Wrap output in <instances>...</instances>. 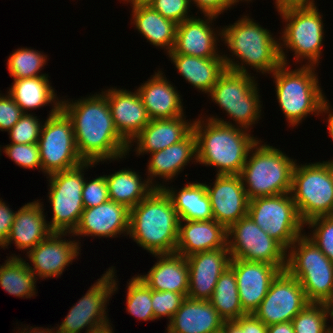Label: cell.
Returning <instances> with one entry per match:
<instances>
[{"label":"cell","instance_id":"obj_18","mask_svg":"<svg viewBox=\"0 0 333 333\" xmlns=\"http://www.w3.org/2000/svg\"><path fill=\"white\" fill-rule=\"evenodd\" d=\"M213 186L205 183L213 219L227 229L247 216L249 199L240 175H216Z\"/></svg>","mask_w":333,"mask_h":333},{"label":"cell","instance_id":"obj_44","mask_svg":"<svg viewBox=\"0 0 333 333\" xmlns=\"http://www.w3.org/2000/svg\"><path fill=\"white\" fill-rule=\"evenodd\" d=\"M185 299L186 296L184 294L171 291L152 290V308L154 318L160 319L168 317L167 319L170 321Z\"/></svg>","mask_w":333,"mask_h":333},{"label":"cell","instance_id":"obj_56","mask_svg":"<svg viewBox=\"0 0 333 333\" xmlns=\"http://www.w3.org/2000/svg\"><path fill=\"white\" fill-rule=\"evenodd\" d=\"M124 2L127 1V3H131V7L137 6V5H148L152 0H123Z\"/></svg>","mask_w":333,"mask_h":333},{"label":"cell","instance_id":"obj_48","mask_svg":"<svg viewBox=\"0 0 333 333\" xmlns=\"http://www.w3.org/2000/svg\"><path fill=\"white\" fill-rule=\"evenodd\" d=\"M23 115L20 106L14 101L13 97L0 94V130L9 131Z\"/></svg>","mask_w":333,"mask_h":333},{"label":"cell","instance_id":"obj_35","mask_svg":"<svg viewBox=\"0 0 333 333\" xmlns=\"http://www.w3.org/2000/svg\"><path fill=\"white\" fill-rule=\"evenodd\" d=\"M54 88L50 85L48 76L16 79L8 93L20 106L23 113L39 109L47 104H61Z\"/></svg>","mask_w":333,"mask_h":333},{"label":"cell","instance_id":"obj_54","mask_svg":"<svg viewBox=\"0 0 333 333\" xmlns=\"http://www.w3.org/2000/svg\"><path fill=\"white\" fill-rule=\"evenodd\" d=\"M331 111L332 110H331L330 104L328 103V100H325L324 105H323V112L325 114L329 113L328 117L326 118L327 122H328L327 127H328L329 134L331 136V139L333 140V112H331Z\"/></svg>","mask_w":333,"mask_h":333},{"label":"cell","instance_id":"obj_43","mask_svg":"<svg viewBox=\"0 0 333 333\" xmlns=\"http://www.w3.org/2000/svg\"><path fill=\"white\" fill-rule=\"evenodd\" d=\"M3 152L15 162L16 165L25 169L42 170L39 146L37 143L5 145Z\"/></svg>","mask_w":333,"mask_h":333},{"label":"cell","instance_id":"obj_23","mask_svg":"<svg viewBox=\"0 0 333 333\" xmlns=\"http://www.w3.org/2000/svg\"><path fill=\"white\" fill-rule=\"evenodd\" d=\"M102 93L107 98L118 133L130 143L150 121L139 92L112 87Z\"/></svg>","mask_w":333,"mask_h":333},{"label":"cell","instance_id":"obj_19","mask_svg":"<svg viewBox=\"0 0 333 333\" xmlns=\"http://www.w3.org/2000/svg\"><path fill=\"white\" fill-rule=\"evenodd\" d=\"M229 266L236 275L242 309L246 314H253L281 270L272 264L234 258H231Z\"/></svg>","mask_w":333,"mask_h":333},{"label":"cell","instance_id":"obj_57","mask_svg":"<svg viewBox=\"0 0 333 333\" xmlns=\"http://www.w3.org/2000/svg\"><path fill=\"white\" fill-rule=\"evenodd\" d=\"M112 328H113V327H109V328L104 329V330H102V331H99V332H97V333H114Z\"/></svg>","mask_w":333,"mask_h":333},{"label":"cell","instance_id":"obj_53","mask_svg":"<svg viewBox=\"0 0 333 333\" xmlns=\"http://www.w3.org/2000/svg\"><path fill=\"white\" fill-rule=\"evenodd\" d=\"M321 304L325 311L326 320H328V318H331V320H333V294L327 299H325ZM327 333H333L332 326H327Z\"/></svg>","mask_w":333,"mask_h":333},{"label":"cell","instance_id":"obj_29","mask_svg":"<svg viewBox=\"0 0 333 333\" xmlns=\"http://www.w3.org/2000/svg\"><path fill=\"white\" fill-rule=\"evenodd\" d=\"M147 165L148 180L155 188H162L164 185L154 183L156 177L163 178L164 181H172L191 160L197 162L196 136L191 131L179 143L167 148L151 153ZM150 176V177H149ZM155 177V178H154ZM152 178V179H151ZM154 183V184H153Z\"/></svg>","mask_w":333,"mask_h":333},{"label":"cell","instance_id":"obj_28","mask_svg":"<svg viewBox=\"0 0 333 333\" xmlns=\"http://www.w3.org/2000/svg\"><path fill=\"white\" fill-rule=\"evenodd\" d=\"M224 320L209 300L187 298L172 316L167 333H218Z\"/></svg>","mask_w":333,"mask_h":333},{"label":"cell","instance_id":"obj_52","mask_svg":"<svg viewBox=\"0 0 333 333\" xmlns=\"http://www.w3.org/2000/svg\"><path fill=\"white\" fill-rule=\"evenodd\" d=\"M267 333H295L292 322L277 323L267 326Z\"/></svg>","mask_w":333,"mask_h":333},{"label":"cell","instance_id":"obj_5","mask_svg":"<svg viewBox=\"0 0 333 333\" xmlns=\"http://www.w3.org/2000/svg\"><path fill=\"white\" fill-rule=\"evenodd\" d=\"M261 142L257 140L251 147L240 173L249 200L290 193L292 188L296 160Z\"/></svg>","mask_w":333,"mask_h":333},{"label":"cell","instance_id":"obj_39","mask_svg":"<svg viewBox=\"0 0 333 333\" xmlns=\"http://www.w3.org/2000/svg\"><path fill=\"white\" fill-rule=\"evenodd\" d=\"M126 311L143 321L156 320L152 308V289L138 276L127 284Z\"/></svg>","mask_w":333,"mask_h":333},{"label":"cell","instance_id":"obj_33","mask_svg":"<svg viewBox=\"0 0 333 333\" xmlns=\"http://www.w3.org/2000/svg\"><path fill=\"white\" fill-rule=\"evenodd\" d=\"M180 220H213L212 207L205 183H187L178 192L163 186Z\"/></svg>","mask_w":333,"mask_h":333},{"label":"cell","instance_id":"obj_13","mask_svg":"<svg viewBox=\"0 0 333 333\" xmlns=\"http://www.w3.org/2000/svg\"><path fill=\"white\" fill-rule=\"evenodd\" d=\"M247 215L286 251L303 233L291 193L249 200Z\"/></svg>","mask_w":333,"mask_h":333},{"label":"cell","instance_id":"obj_40","mask_svg":"<svg viewBox=\"0 0 333 333\" xmlns=\"http://www.w3.org/2000/svg\"><path fill=\"white\" fill-rule=\"evenodd\" d=\"M295 333H327V320L321 303H308L293 319Z\"/></svg>","mask_w":333,"mask_h":333},{"label":"cell","instance_id":"obj_20","mask_svg":"<svg viewBox=\"0 0 333 333\" xmlns=\"http://www.w3.org/2000/svg\"><path fill=\"white\" fill-rule=\"evenodd\" d=\"M189 270L187 298L209 300L220 275L230 265L228 248L199 252L186 257Z\"/></svg>","mask_w":333,"mask_h":333},{"label":"cell","instance_id":"obj_36","mask_svg":"<svg viewBox=\"0 0 333 333\" xmlns=\"http://www.w3.org/2000/svg\"><path fill=\"white\" fill-rule=\"evenodd\" d=\"M0 265V286L10 295L31 298L36 295V277L28 262L14 254Z\"/></svg>","mask_w":333,"mask_h":333},{"label":"cell","instance_id":"obj_4","mask_svg":"<svg viewBox=\"0 0 333 333\" xmlns=\"http://www.w3.org/2000/svg\"><path fill=\"white\" fill-rule=\"evenodd\" d=\"M221 30V40L232 53L229 56L235 55L241 62L240 65L239 61H234L235 58L223 54L226 69L248 74L245 66L249 65L262 74H271L282 64L280 41L249 16L243 15L236 23L226 25Z\"/></svg>","mask_w":333,"mask_h":333},{"label":"cell","instance_id":"obj_58","mask_svg":"<svg viewBox=\"0 0 333 333\" xmlns=\"http://www.w3.org/2000/svg\"><path fill=\"white\" fill-rule=\"evenodd\" d=\"M239 1L242 2L243 0H234L235 3H238ZM244 1H247V2H248V1H252V0H244Z\"/></svg>","mask_w":333,"mask_h":333},{"label":"cell","instance_id":"obj_50","mask_svg":"<svg viewBox=\"0 0 333 333\" xmlns=\"http://www.w3.org/2000/svg\"><path fill=\"white\" fill-rule=\"evenodd\" d=\"M16 211L13 212L6 203L0 199V247H2L9 236L14 223Z\"/></svg>","mask_w":333,"mask_h":333},{"label":"cell","instance_id":"obj_14","mask_svg":"<svg viewBox=\"0 0 333 333\" xmlns=\"http://www.w3.org/2000/svg\"><path fill=\"white\" fill-rule=\"evenodd\" d=\"M115 268L110 267L97 279L87 293L74 304L68 315L57 328V333H97L111 327L107 318V303L118 290Z\"/></svg>","mask_w":333,"mask_h":333},{"label":"cell","instance_id":"obj_34","mask_svg":"<svg viewBox=\"0 0 333 333\" xmlns=\"http://www.w3.org/2000/svg\"><path fill=\"white\" fill-rule=\"evenodd\" d=\"M105 179L109 200L124 205L130 210L155 189L148 179L142 181V177L130 169L124 168L114 174L105 175Z\"/></svg>","mask_w":333,"mask_h":333},{"label":"cell","instance_id":"obj_46","mask_svg":"<svg viewBox=\"0 0 333 333\" xmlns=\"http://www.w3.org/2000/svg\"><path fill=\"white\" fill-rule=\"evenodd\" d=\"M109 200L108 186L105 175L84 181L82 201L84 208H92Z\"/></svg>","mask_w":333,"mask_h":333},{"label":"cell","instance_id":"obj_3","mask_svg":"<svg viewBox=\"0 0 333 333\" xmlns=\"http://www.w3.org/2000/svg\"><path fill=\"white\" fill-rule=\"evenodd\" d=\"M179 217L162 188H155L130 210L129 237L150 254L175 253Z\"/></svg>","mask_w":333,"mask_h":333},{"label":"cell","instance_id":"obj_47","mask_svg":"<svg viewBox=\"0 0 333 333\" xmlns=\"http://www.w3.org/2000/svg\"><path fill=\"white\" fill-rule=\"evenodd\" d=\"M224 333H267V326L254 314H246L237 320L224 321Z\"/></svg>","mask_w":333,"mask_h":333},{"label":"cell","instance_id":"obj_55","mask_svg":"<svg viewBox=\"0 0 333 333\" xmlns=\"http://www.w3.org/2000/svg\"><path fill=\"white\" fill-rule=\"evenodd\" d=\"M27 328V329H26ZM26 328H22V330L21 331H18L17 333H57V331H54L55 329H53V328H51V329H49V328H42V327H30V328H28V326L26 327ZM28 329H30V330H28ZM26 331V332H25Z\"/></svg>","mask_w":333,"mask_h":333},{"label":"cell","instance_id":"obj_27","mask_svg":"<svg viewBox=\"0 0 333 333\" xmlns=\"http://www.w3.org/2000/svg\"><path fill=\"white\" fill-rule=\"evenodd\" d=\"M43 206L37 200L23 205L16 211L7 241L1 248L5 249L14 243L16 249H24L23 251L26 250L28 253L49 236L53 231L46 221Z\"/></svg>","mask_w":333,"mask_h":333},{"label":"cell","instance_id":"obj_7","mask_svg":"<svg viewBox=\"0 0 333 333\" xmlns=\"http://www.w3.org/2000/svg\"><path fill=\"white\" fill-rule=\"evenodd\" d=\"M285 270L299 281L309 303H322L333 294V262L305 233L287 250Z\"/></svg>","mask_w":333,"mask_h":333},{"label":"cell","instance_id":"obj_38","mask_svg":"<svg viewBox=\"0 0 333 333\" xmlns=\"http://www.w3.org/2000/svg\"><path fill=\"white\" fill-rule=\"evenodd\" d=\"M47 55L31 48H18L8 58L7 69L13 80L48 76L40 74L47 64Z\"/></svg>","mask_w":333,"mask_h":333},{"label":"cell","instance_id":"obj_26","mask_svg":"<svg viewBox=\"0 0 333 333\" xmlns=\"http://www.w3.org/2000/svg\"><path fill=\"white\" fill-rule=\"evenodd\" d=\"M164 76L158 70L137 88L150 120L185 115L181 95Z\"/></svg>","mask_w":333,"mask_h":333},{"label":"cell","instance_id":"obj_10","mask_svg":"<svg viewBox=\"0 0 333 333\" xmlns=\"http://www.w3.org/2000/svg\"><path fill=\"white\" fill-rule=\"evenodd\" d=\"M37 144L42 171L47 176L73 169L85 162L76 147L72 120L61 104H52Z\"/></svg>","mask_w":333,"mask_h":333},{"label":"cell","instance_id":"obj_41","mask_svg":"<svg viewBox=\"0 0 333 333\" xmlns=\"http://www.w3.org/2000/svg\"><path fill=\"white\" fill-rule=\"evenodd\" d=\"M304 225L314 228L306 236L333 262V215L313 218Z\"/></svg>","mask_w":333,"mask_h":333},{"label":"cell","instance_id":"obj_37","mask_svg":"<svg viewBox=\"0 0 333 333\" xmlns=\"http://www.w3.org/2000/svg\"><path fill=\"white\" fill-rule=\"evenodd\" d=\"M209 302L224 321L237 320L246 315L240 302L236 275L230 266L218 278Z\"/></svg>","mask_w":333,"mask_h":333},{"label":"cell","instance_id":"obj_32","mask_svg":"<svg viewBox=\"0 0 333 333\" xmlns=\"http://www.w3.org/2000/svg\"><path fill=\"white\" fill-rule=\"evenodd\" d=\"M131 24L150 44L166 49L170 53L175 44L177 24L164 18L150 5H137L132 7ZM133 21V22H132Z\"/></svg>","mask_w":333,"mask_h":333},{"label":"cell","instance_id":"obj_21","mask_svg":"<svg viewBox=\"0 0 333 333\" xmlns=\"http://www.w3.org/2000/svg\"><path fill=\"white\" fill-rule=\"evenodd\" d=\"M130 209L108 200L92 208H84L79 223L70 236L116 238L129 233Z\"/></svg>","mask_w":333,"mask_h":333},{"label":"cell","instance_id":"obj_17","mask_svg":"<svg viewBox=\"0 0 333 333\" xmlns=\"http://www.w3.org/2000/svg\"><path fill=\"white\" fill-rule=\"evenodd\" d=\"M70 235V232H52L35 248L27 254L29 269L35 274L36 279L48 277H59L68 266L80 254L81 242L76 240H65L63 236ZM64 238V239H62ZM31 265V266H30ZM33 266V267H32Z\"/></svg>","mask_w":333,"mask_h":333},{"label":"cell","instance_id":"obj_51","mask_svg":"<svg viewBox=\"0 0 333 333\" xmlns=\"http://www.w3.org/2000/svg\"><path fill=\"white\" fill-rule=\"evenodd\" d=\"M314 2V0H276L275 8L279 12L288 8L316 7Z\"/></svg>","mask_w":333,"mask_h":333},{"label":"cell","instance_id":"obj_9","mask_svg":"<svg viewBox=\"0 0 333 333\" xmlns=\"http://www.w3.org/2000/svg\"><path fill=\"white\" fill-rule=\"evenodd\" d=\"M278 13L286 22L279 39L283 42H280L282 63L289 65L287 54L283 50L286 47L294 52L296 62L307 59L305 65L318 66L324 38L323 15L318 12V8H288Z\"/></svg>","mask_w":333,"mask_h":333},{"label":"cell","instance_id":"obj_2","mask_svg":"<svg viewBox=\"0 0 333 333\" xmlns=\"http://www.w3.org/2000/svg\"><path fill=\"white\" fill-rule=\"evenodd\" d=\"M200 119H195L192 125L196 136L197 163L217 167L216 175H240L257 138L251 136L247 129L217 115L208 116L206 121L202 117Z\"/></svg>","mask_w":333,"mask_h":333},{"label":"cell","instance_id":"obj_6","mask_svg":"<svg viewBox=\"0 0 333 333\" xmlns=\"http://www.w3.org/2000/svg\"><path fill=\"white\" fill-rule=\"evenodd\" d=\"M286 64H281L272 72L275 81V91L279 106L287 118L289 126H298L302 120L311 114L323 113L326 100L315 66L302 65L294 70Z\"/></svg>","mask_w":333,"mask_h":333},{"label":"cell","instance_id":"obj_31","mask_svg":"<svg viewBox=\"0 0 333 333\" xmlns=\"http://www.w3.org/2000/svg\"><path fill=\"white\" fill-rule=\"evenodd\" d=\"M178 73L194 88L209 94L218 77L226 70L223 58H201L168 53Z\"/></svg>","mask_w":333,"mask_h":333},{"label":"cell","instance_id":"obj_12","mask_svg":"<svg viewBox=\"0 0 333 333\" xmlns=\"http://www.w3.org/2000/svg\"><path fill=\"white\" fill-rule=\"evenodd\" d=\"M96 162H84L78 167L50 174L48 200L52 205V220L48 222L53 232L72 233L77 227L84 205L82 190L84 170L94 167Z\"/></svg>","mask_w":333,"mask_h":333},{"label":"cell","instance_id":"obj_16","mask_svg":"<svg viewBox=\"0 0 333 333\" xmlns=\"http://www.w3.org/2000/svg\"><path fill=\"white\" fill-rule=\"evenodd\" d=\"M299 281L286 270L272 281L270 288L253 313L266 326L292 321L308 304Z\"/></svg>","mask_w":333,"mask_h":333},{"label":"cell","instance_id":"obj_30","mask_svg":"<svg viewBox=\"0 0 333 333\" xmlns=\"http://www.w3.org/2000/svg\"><path fill=\"white\" fill-rule=\"evenodd\" d=\"M157 262L146 275H137L149 288L188 295L189 270L186 257L178 253L154 254Z\"/></svg>","mask_w":333,"mask_h":333},{"label":"cell","instance_id":"obj_22","mask_svg":"<svg viewBox=\"0 0 333 333\" xmlns=\"http://www.w3.org/2000/svg\"><path fill=\"white\" fill-rule=\"evenodd\" d=\"M204 17L205 21L200 17L192 16L177 24L175 44L170 53L201 58H223L216 44L220 41L218 36L222 38V30L215 32V29L211 27L212 21L217 17L212 15H204Z\"/></svg>","mask_w":333,"mask_h":333},{"label":"cell","instance_id":"obj_25","mask_svg":"<svg viewBox=\"0 0 333 333\" xmlns=\"http://www.w3.org/2000/svg\"><path fill=\"white\" fill-rule=\"evenodd\" d=\"M185 117V118H184ZM186 116L176 118L153 119L130 141L128 154L133 142L136 143L135 151L140 154L154 153L179 143L191 131L193 121L185 120ZM133 143V144H132Z\"/></svg>","mask_w":333,"mask_h":333},{"label":"cell","instance_id":"obj_11","mask_svg":"<svg viewBox=\"0 0 333 333\" xmlns=\"http://www.w3.org/2000/svg\"><path fill=\"white\" fill-rule=\"evenodd\" d=\"M255 82L251 73L226 69L218 77L208 96L236 122L235 126L248 130L260 120L262 110L259 89Z\"/></svg>","mask_w":333,"mask_h":333},{"label":"cell","instance_id":"obj_45","mask_svg":"<svg viewBox=\"0 0 333 333\" xmlns=\"http://www.w3.org/2000/svg\"><path fill=\"white\" fill-rule=\"evenodd\" d=\"M148 5L176 24L192 18L189 14L191 6L189 0H152Z\"/></svg>","mask_w":333,"mask_h":333},{"label":"cell","instance_id":"obj_24","mask_svg":"<svg viewBox=\"0 0 333 333\" xmlns=\"http://www.w3.org/2000/svg\"><path fill=\"white\" fill-rule=\"evenodd\" d=\"M227 240V228L214 219L180 220L175 253L188 257L199 252L228 248Z\"/></svg>","mask_w":333,"mask_h":333},{"label":"cell","instance_id":"obj_42","mask_svg":"<svg viewBox=\"0 0 333 333\" xmlns=\"http://www.w3.org/2000/svg\"><path fill=\"white\" fill-rule=\"evenodd\" d=\"M41 128L42 123L37 116H33L31 113H23L19 121L8 131L11 143H38Z\"/></svg>","mask_w":333,"mask_h":333},{"label":"cell","instance_id":"obj_49","mask_svg":"<svg viewBox=\"0 0 333 333\" xmlns=\"http://www.w3.org/2000/svg\"><path fill=\"white\" fill-rule=\"evenodd\" d=\"M189 2L190 5L194 3L204 15L216 17L236 4L234 0H189Z\"/></svg>","mask_w":333,"mask_h":333},{"label":"cell","instance_id":"obj_1","mask_svg":"<svg viewBox=\"0 0 333 333\" xmlns=\"http://www.w3.org/2000/svg\"><path fill=\"white\" fill-rule=\"evenodd\" d=\"M61 100V108L73 124L75 143L85 162L122 159L129 143L118 133L106 96L91 95L75 101Z\"/></svg>","mask_w":333,"mask_h":333},{"label":"cell","instance_id":"obj_8","mask_svg":"<svg viewBox=\"0 0 333 333\" xmlns=\"http://www.w3.org/2000/svg\"><path fill=\"white\" fill-rule=\"evenodd\" d=\"M290 193L304 224L316 217L333 215V160L295 163Z\"/></svg>","mask_w":333,"mask_h":333},{"label":"cell","instance_id":"obj_15","mask_svg":"<svg viewBox=\"0 0 333 333\" xmlns=\"http://www.w3.org/2000/svg\"><path fill=\"white\" fill-rule=\"evenodd\" d=\"M227 239L231 258L264 262L285 270L287 251L248 215L227 229Z\"/></svg>","mask_w":333,"mask_h":333}]
</instances>
